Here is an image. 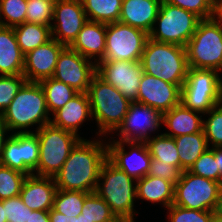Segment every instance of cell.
Returning a JSON list of instances; mask_svg holds the SVG:
<instances>
[{
	"label": "cell",
	"instance_id": "6da1fadb",
	"mask_svg": "<svg viewBox=\"0 0 222 222\" xmlns=\"http://www.w3.org/2000/svg\"><path fill=\"white\" fill-rule=\"evenodd\" d=\"M106 160L107 144L103 140L82 138L54 176L57 189L95 192L101 167Z\"/></svg>",
	"mask_w": 222,
	"mask_h": 222
},
{
	"label": "cell",
	"instance_id": "7a4b0ae2",
	"mask_svg": "<svg viewBox=\"0 0 222 222\" xmlns=\"http://www.w3.org/2000/svg\"><path fill=\"white\" fill-rule=\"evenodd\" d=\"M44 91L39 82H26L1 117L8 132L34 133L26 130L38 124L36 131L50 123ZM19 130V131H18Z\"/></svg>",
	"mask_w": 222,
	"mask_h": 222
},
{
	"label": "cell",
	"instance_id": "3957f363",
	"mask_svg": "<svg viewBox=\"0 0 222 222\" xmlns=\"http://www.w3.org/2000/svg\"><path fill=\"white\" fill-rule=\"evenodd\" d=\"M136 183V179L117 168L108 159L101 167L95 192L104 199L120 222H134Z\"/></svg>",
	"mask_w": 222,
	"mask_h": 222
},
{
	"label": "cell",
	"instance_id": "277c9868",
	"mask_svg": "<svg viewBox=\"0 0 222 222\" xmlns=\"http://www.w3.org/2000/svg\"><path fill=\"white\" fill-rule=\"evenodd\" d=\"M144 73L180 88L189 69L185 47L148 38L140 60Z\"/></svg>",
	"mask_w": 222,
	"mask_h": 222
},
{
	"label": "cell",
	"instance_id": "5b68a950",
	"mask_svg": "<svg viewBox=\"0 0 222 222\" xmlns=\"http://www.w3.org/2000/svg\"><path fill=\"white\" fill-rule=\"evenodd\" d=\"M87 95L92 118H95L99 128L97 135L104 136L116 131L122 124L131 101L97 74L91 80Z\"/></svg>",
	"mask_w": 222,
	"mask_h": 222
},
{
	"label": "cell",
	"instance_id": "8992f818",
	"mask_svg": "<svg viewBox=\"0 0 222 222\" xmlns=\"http://www.w3.org/2000/svg\"><path fill=\"white\" fill-rule=\"evenodd\" d=\"M189 68L222 71V16L202 19L187 42Z\"/></svg>",
	"mask_w": 222,
	"mask_h": 222
},
{
	"label": "cell",
	"instance_id": "52a82bcc",
	"mask_svg": "<svg viewBox=\"0 0 222 222\" xmlns=\"http://www.w3.org/2000/svg\"><path fill=\"white\" fill-rule=\"evenodd\" d=\"M35 133L39 143V162L33 175L54 178L82 137L51 123L42 126Z\"/></svg>",
	"mask_w": 222,
	"mask_h": 222
},
{
	"label": "cell",
	"instance_id": "ba28073f",
	"mask_svg": "<svg viewBox=\"0 0 222 222\" xmlns=\"http://www.w3.org/2000/svg\"><path fill=\"white\" fill-rule=\"evenodd\" d=\"M217 70L189 68L181 87V103L205 115L221 104L222 77Z\"/></svg>",
	"mask_w": 222,
	"mask_h": 222
},
{
	"label": "cell",
	"instance_id": "9c48e42d",
	"mask_svg": "<svg viewBox=\"0 0 222 222\" xmlns=\"http://www.w3.org/2000/svg\"><path fill=\"white\" fill-rule=\"evenodd\" d=\"M201 20L193 12L161 2L149 38L157 42L185 47ZM156 23L159 27H155Z\"/></svg>",
	"mask_w": 222,
	"mask_h": 222
},
{
	"label": "cell",
	"instance_id": "30bf717a",
	"mask_svg": "<svg viewBox=\"0 0 222 222\" xmlns=\"http://www.w3.org/2000/svg\"><path fill=\"white\" fill-rule=\"evenodd\" d=\"M221 194V183L186 170L175 184L173 204L186 209L214 211Z\"/></svg>",
	"mask_w": 222,
	"mask_h": 222
},
{
	"label": "cell",
	"instance_id": "8fae6325",
	"mask_svg": "<svg viewBox=\"0 0 222 222\" xmlns=\"http://www.w3.org/2000/svg\"><path fill=\"white\" fill-rule=\"evenodd\" d=\"M149 34L122 22L106 24V46L101 61H140Z\"/></svg>",
	"mask_w": 222,
	"mask_h": 222
},
{
	"label": "cell",
	"instance_id": "7c38bea8",
	"mask_svg": "<svg viewBox=\"0 0 222 222\" xmlns=\"http://www.w3.org/2000/svg\"><path fill=\"white\" fill-rule=\"evenodd\" d=\"M95 75L96 63L66 46L59 54L53 78L79 93H87Z\"/></svg>",
	"mask_w": 222,
	"mask_h": 222
},
{
	"label": "cell",
	"instance_id": "4fadbf2b",
	"mask_svg": "<svg viewBox=\"0 0 222 222\" xmlns=\"http://www.w3.org/2000/svg\"><path fill=\"white\" fill-rule=\"evenodd\" d=\"M96 74L131 102H137L143 75L140 61H99L96 64Z\"/></svg>",
	"mask_w": 222,
	"mask_h": 222
},
{
	"label": "cell",
	"instance_id": "5bb4252c",
	"mask_svg": "<svg viewBox=\"0 0 222 222\" xmlns=\"http://www.w3.org/2000/svg\"><path fill=\"white\" fill-rule=\"evenodd\" d=\"M131 148L125 151V145ZM107 159L117 168L138 180L148 175L151 156L146 142L109 141L107 143Z\"/></svg>",
	"mask_w": 222,
	"mask_h": 222
},
{
	"label": "cell",
	"instance_id": "9a60e30c",
	"mask_svg": "<svg viewBox=\"0 0 222 222\" xmlns=\"http://www.w3.org/2000/svg\"><path fill=\"white\" fill-rule=\"evenodd\" d=\"M161 124L160 112L148 105L131 102L122 124L116 130L120 133V138L116 141L146 142L151 138L149 132L156 131Z\"/></svg>",
	"mask_w": 222,
	"mask_h": 222
},
{
	"label": "cell",
	"instance_id": "2e32d148",
	"mask_svg": "<svg viewBox=\"0 0 222 222\" xmlns=\"http://www.w3.org/2000/svg\"><path fill=\"white\" fill-rule=\"evenodd\" d=\"M51 36L69 47L88 21L81 0H58L54 6Z\"/></svg>",
	"mask_w": 222,
	"mask_h": 222
},
{
	"label": "cell",
	"instance_id": "e0dca14e",
	"mask_svg": "<svg viewBox=\"0 0 222 222\" xmlns=\"http://www.w3.org/2000/svg\"><path fill=\"white\" fill-rule=\"evenodd\" d=\"M137 102L163 114L181 103V88L143 72Z\"/></svg>",
	"mask_w": 222,
	"mask_h": 222
},
{
	"label": "cell",
	"instance_id": "ac0fdd59",
	"mask_svg": "<svg viewBox=\"0 0 222 222\" xmlns=\"http://www.w3.org/2000/svg\"><path fill=\"white\" fill-rule=\"evenodd\" d=\"M66 46L51 38L24 57L23 76L27 82H39L54 75L59 54Z\"/></svg>",
	"mask_w": 222,
	"mask_h": 222
},
{
	"label": "cell",
	"instance_id": "d6986e66",
	"mask_svg": "<svg viewBox=\"0 0 222 222\" xmlns=\"http://www.w3.org/2000/svg\"><path fill=\"white\" fill-rule=\"evenodd\" d=\"M57 186L53 177L27 176L19 194L31 210L49 211L53 208Z\"/></svg>",
	"mask_w": 222,
	"mask_h": 222
},
{
	"label": "cell",
	"instance_id": "ffe728a7",
	"mask_svg": "<svg viewBox=\"0 0 222 222\" xmlns=\"http://www.w3.org/2000/svg\"><path fill=\"white\" fill-rule=\"evenodd\" d=\"M52 115L54 118L51 119L50 123L53 126L73 132L79 136L77 133L82 123L92 118L87 93H78Z\"/></svg>",
	"mask_w": 222,
	"mask_h": 222
},
{
	"label": "cell",
	"instance_id": "44dd1931",
	"mask_svg": "<svg viewBox=\"0 0 222 222\" xmlns=\"http://www.w3.org/2000/svg\"><path fill=\"white\" fill-rule=\"evenodd\" d=\"M105 46L106 24L88 20L69 47L85 58H95L97 64L104 58Z\"/></svg>",
	"mask_w": 222,
	"mask_h": 222
},
{
	"label": "cell",
	"instance_id": "7402d4cb",
	"mask_svg": "<svg viewBox=\"0 0 222 222\" xmlns=\"http://www.w3.org/2000/svg\"><path fill=\"white\" fill-rule=\"evenodd\" d=\"M161 0H123L119 22L150 33L156 21Z\"/></svg>",
	"mask_w": 222,
	"mask_h": 222
},
{
	"label": "cell",
	"instance_id": "603a6c76",
	"mask_svg": "<svg viewBox=\"0 0 222 222\" xmlns=\"http://www.w3.org/2000/svg\"><path fill=\"white\" fill-rule=\"evenodd\" d=\"M202 113L186 108L182 103L162 114V124L166 125L170 132L163 133L170 137L203 131Z\"/></svg>",
	"mask_w": 222,
	"mask_h": 222
},
{
	"label": "cell",
	"instance_id": "cb8c5ba5",
	"mask_svg": "<svg viewBox=\"0 0 222 222\" xmlns=\"http://www.w3.org/2000/svg\"><path fill=\"white\" fill-rule=\"evenodd\" d=\"M24 57L13 27L0 26V75H23Z\"/></svg>",
	"mask_w": 222,
	"mask_h": 222
},
{
	"label": "cell",
	"instance_id": "d4e9b609",
	"mask_svg": "<svg viewBox=\"0 0 222 222\" xmlns=\"http://www.w3.org/2000/svg\"><path fill=\"white\" fill-rule=\"evenodd\" d=\"M136 199L161 203L168 208L174 202L175 185L161 177L144 176L137 180Z\"/></svg>",
	"mask_w": 222,
	"mask_h": 222
},
{
	"label": "cell",
	"instance_id": "484cf974",
	"mask_svg": "<svg viewBox=\"0 0 222 222\" xmlns=\"http://www.w3.org/2000/svg\"><path fill=\"white\" fill-rule=\"evenodd\" d=\"M180 158V170H189L193 163L204 153L208 146L203 131L174 137Z\"/></svg>",
	"mask_w": 222,
	"mask_h": 222
},
{
	"label": "cell",
	"instance_id": "4316f807",
	"mask_svg": "<svg viewBox=\"0 0 222 222\" xmlns=\"http://www.w3.org/2000/svg\"><path fill=\"white\" fill-rule=\"evenodd\" d=\"M13 30L17 43L24 55L52 38L50 26L24 22L14 26Z\"/></svg>",
	"mask_w": 222,
	"mask_h": 222
},
{
	"label": "cell",
	"instance_id": "83f0119b",
	"mask_svg": "<svg viewBox=\"0 0 222 222\" xmlns=\"http://www.w3.org/2000/svg\"><path fill=\"white\" fill-rule=\"evenodd\" d=\"M123 0H81L87 19L109 24L119 21Z\"/></svg>",
	"mask_w": 222,
	"mask_h": 222
},
{
	"label": "cell",
	"instance_id": "f1b7e54d",
	"mask_svg": "<svg viewBox=\"0 0 222 222\" xmlns=\"http://www.w3.org/2000/svg\"><path fill=\"white\" fill-rule=\"evenodd\" d=\"M39 83L45 94L48 111L52 114L79 93L74 88L53 77L43 79Z\"/></svg>",
	"mask_w": 222,
	"mask_h": 222
},
{
	"label": "cell",
	"instance_id": "f546056e",
	"mask_svg": "<svg viewBox=\"0 0 222 222\" xmlns=\"http://www.w3.org/2000/svg\"><path fill=\"white\" fill-rule=\"evenodd\" d=\"M146 145L152 159H159L162 163H168L180 169V158L173 137L160 133L148 139Z\"/></svg>",
	"mask_w": 222,
	"mask_h": 222
},
{
	"label": "cell",
	"instance_id": "4dcf8cb0",
	"mask_svg": "<svg viewBox=\"0 0 222 222\" xmlns=\"http://www.w3.org/2000/svg\"><path fill=\"white\" fill-rule=\"evenodd\" d=\"M0 164L28 176L33 175V172L23 163L22 133H12L5 140L0 156Z\"/></svg>",
	"mask_w": 222,
	"mask_h": 222
},
{
	"label": "cell",
	"instance_id": "1f68e13d",
	"mask_svg": "<svg viewBox=\"0 0 222 222\" xmlns=\"http://www.w3.org/2000/svg\"><path fill=\"white\" fill-rule=\"evenodd\" d=\"M81 214L89 222H120L109 205L96 192L85 197Z\"/></svg>",
	"mask_w": 222,
	"mask_h": 222
},
{
	"label": "cell",
	"instance_id": "d6a6232c",
	"mask_svg": "<svg viewBox=\"0 0 222 222\" xmlns=\"http://www.w3.org/2000/svg\"><path fill=\"white\" fill-rule=\"evenodd\" d=\"M88 194L82 191L57 190L53 208L69 217H77L82 212L85 197Z\"/></svg>",
	"mask_w": 222,
	"mask_h": 222
},
{
	"label": "cell",
	"instance_id": "836d02e7",
	"mask_svg": "<svg viewBox=\"0 0 222 222\" xmlns=\"http://www.w3.org/2000/svg\"><path fill=\"white\" fill-rule=\"evenodd\" d=\"M28 175L0 164V200L19 196Z\"/></svg>",
	"mask_w": 222,
	"mask_h": 222
},
{
	"label": "cell",
	"instance_id": "e575fe53",
	"mask_svg": "<svg viewBox=\"0 0 222 222\" xmlns=\"http://www.w3.org/2000/svg\"><path fill=\"white\" fill-rule=\"evenodd\" d=\"M26 12L27 0H0V26L14 27L23 24L26 22Z\"/></svg>",
	"mask_w": 222,
	"mask_h": 222
},
{
	"label": "cell",
	"instance_id": "d590c367",
	"mask_svg": "<svg viewBox=\"0 0 222 222\" xmlns=\"http://www.w3.org/2000/svg\"><path fill=\"white\" fill-rule=\"evenodd\" d=\"M55 3L49 0H27L26 22L51 27Z\"/></svg>",
	"mask_w": 222,
	"mask_h": 222
},
{
	"label": "cell",
	"instance_id": "8d00e7d4",
	"mask_svg": "<svg viewBox=\"0 0 222 222\" xmlns=\"http://www.w3.org/2000/svg\"><path fill=\"white\" fill-rule=\"evenodd\" d=\"M205 114L210 116L203 120V132L208 146L212 144V148L222 147V104H218Z\"/></svg>",
	"mask_w": 222,
	"mask_h": 222
},
{
	"label": "cell",
	"instance_id": "74e56055",
	"mask_svg": "<svg viewBox=\"0 0 222 222\" xmlns=\"http://www.w3.org/2000/svg\"><path fill=\"white\" fill-rule=\"evenodd\" d=\"M162 3H168L178 6L187 11L193 12L201 19H210L219 14V8L212 0H161Z\"/></svg>",
	"mask_w": 222,
	"mask_h": 222
},
{
	"label": "cell",
	"instance_id": "f35d334b",
	"mask_svg": "<svg viewBox=\"0 0 222 222\" xmlns=\"http://www.w3.org/2000/svg\"><path fill=\"white\" fill-rule=\"evenodd\" d=\"M26 82L23 75H0V115L7 109Z\"/></svg>",
	"mask_w": 222,
	"mask_h": 222
},
{
	"label": "cell",
	"instance_id": "ab89813d",
	"mask_svg": "<svg viewBox=\"0 0 222 222\" xmlns=\"http://www.w3.org/2000/svg\"><path fill=\"white\" fill-rule=\"evenodd\" d=\"M188 171L219 182V169L215 160V148H208L202 153Z\"/></svg>",
	"mask_w": 222,
	"mask_h": 222
},
{
	"label": "cell",
	"instance_id": "60d3db41",
	"mask_svg": "<svg viewBox=\"0 0 222 222\" xmlns=\"http://www.w3.org/2000/svg\"><path fill=\"white\" fill-rule=\"evenodd\" d=\"M169 222H211L214 211H200L194 209H186L178 205H170Z\"/></svg>",
	"mask_w": 222,
	"mask_h": 222
},
{
	"label": "cell",
	"instance_id": "b9f144b4",
	"mask_svg": "<svg viewBox=\"0 0 222 222\" xmlns=\"http://www.w3.org/2000/svg\"><path fill=\"white\" fill-rule=\"evenodd\" d=\"M23 163L34 172L39 162V143L36 133H22Z\"/></svg>",
	"mask_w": 222,
	"mask_h": 222
},
{
	"label": "cell",
	"instance_id": "7bdbcfd3",
	"mask_svg": "<svg viewBox=\"0 0 222 222\" xmlns=\"http://www.w3.org/2000/svg\"><path fill=\"white\" fill-rule=\"evenodd\" d=\"M5 216L8 222H28L29 212H32L22 201L20 196L3 200Z\"/></svg>",
	"mask_w": 222,
	"mask_h": 222
},
{
	"label": "cell",
	"instance_id": "ee69618b",
	"mask_svg": "<svg viewBox=\"0 0 222 222\" xmlns=\"http://www.w3.org/2000/svg\"><path fill=\"white\" fill-rule=\"evenodd\" d=\"M181 173L182 171L177 166L162 163L159 159H151L149 176L161 177L175 185L180 179Z\"/></svg>",
	"mask_w": 222,
	"mask_h": 222
},
{
	"label": "cell",
	"instance_id": "f6af8a7d",
	"mask_svg": "<svg viewBox=\"0 0 222 222\" xmlns=\"http://www.w3.org/2000/svg\"><path fill=\"white\" fill-rule=\"evenodd\" d=\"M49 221L50 222H75V217H69L60 212H57L54 208L49 210Z\"/></svg>",
	"mask_w": 222,
	"mask_h": 222
},
{
	"label": "cell",
	"instance_id": "bcb514c9",
	"mask_svg": "<svg viewBox=\"0 0 222 222\" xmlns=\"http://www.w3.org/2000/svg\"><path fill=\"white\" fill-rule=\"evenodd\" d=\"M28 222H50L49 211L32 210L29 212Z\"/></svg>",
	"mask_w": 222,
	"mask_h": 222
},
{
	"label": "cell",
	"instance_id": "7dc6e473",
	"mask_svg": "<svg viewBox=\"0 0 222 222\" xmlns=\"http://www.w3.org/2000/svg\"><path fill=\"white\" fill-rule=\"evenodd\" d=\"M7 131H8L7 127L5 123L3 122L2 117L0 115V156L2 153V148L4 146L5 140L8 138V136L5 137V135H7L8 133Z\"/></svg>",
	"mask_w": 222,
	"mask_h": 222
},
{
	"label": "cell",
	"instance_id": "c3c4849f",
	"mask_svg": "<svg viewBox=\"0 0 222 222\" xmlns=\"http://www.w3.org/2000/svg\"><path fill=\"white\" fill-rule=\"evenodd\" d=\"M215 160L219 169V183L222 184V147L215 148Z\"/></svg>",
	"mask_w": 222,
	"mask_h": 222
},
{
	"label": "cell",
	"instance_id": "681fc988",
	"mask_svg": "<svg viewBox=\"0 0 222 222\" xmlns=\"http://www.w3.org/2000/svg\"><path fill=\"white\" fill-rule=\"evenodd\" d=\"M214 215L217 216L218 218L222 219V194L216 204V207L214 210Z\"/></svg>",
	"mask_w": 222,
	"mask_h": 222
},
{
	"label": "cell",
	"instance_id": "f907efd6",
	"mask_svg": "<svg viewBox=\"0 0 222 222\" xmlns=\"http://www.w3.org/2000/svg\"><path fill=\"white\" fill-rule=\"evenodd\" d=\"M0 222H8L5 216V206H3V200H0Z\"/></svg>",
	"mask_w": 222,
	"mask_h": 222
},
{
	"label": "cell",
	"instance_id": "816d5d0a",
	"mask_svg": "<svg viewBox=\"0 0 222 222\" xmlns=\"http://www.w3.org/2000/svg\"><path fill=\"white\" fill-rule=\"evenodd\" d=\"M75 222H89V221L83 218V214H80L77 217H75Z\"/></svg>",
	"mask_w": 222,
	"mask_h": 222
},
{
	"label": "cell",
	"instance_id": "f5cc1de1",
	"mask_svg": "<svg viewBox=\"0 0 222 222\" xmlns=\"http://www.w3.org/2000/svg\"><path fill=\"white\" fill-rule=\"evenodd\" d=\"M218 8L222 7V0H212Z\"/></svg>",
	"mask_w": 222,
	"mask_h": 222
},
{
	"label": "cell",
	"instance_id": "db71d44e",
	"mask_svg": "<svg viewBox=\"0 0 222 222\" xmlns=\"http://www.w3.org/2000/svg\"><path fill=\"white\" fill-rule=\"evenodd\" d=\"M211 222H222V219H220L217 216L213 215Z\"/></svg>",
	"mask_w": 222,
	"mask_h": 222
},
{
	"label": "cell",
	"instance_id": "11a10c76",
	"mask_svg": "<svg viewBox=\"0 0 222 222\" xmlns=\"http://www.w3.org/2000/svg\"><path fill=\"white\" fill-rule=\"evenodd\" d=\"M219 14L222 16V7L219 8Z\"/></svg>",
	"mask_w": 222,
	"mask_h": 222
},
{
	"label": "cell",
	"instance_id": "9f6ffc18",
	"mask_svg": "<svg viewBox=\"0 0 222 222\" xmlns=\"http://www.w3.org/2000/svg\"><path fill=\"white\" fill-rule=\"evenodd\" d=\"M221 88H222V84H221ZM221 104H222V89H221Z\"/></svg>",
	"mask_w": 222,
	"mask_h": 222
}]
</instances>
